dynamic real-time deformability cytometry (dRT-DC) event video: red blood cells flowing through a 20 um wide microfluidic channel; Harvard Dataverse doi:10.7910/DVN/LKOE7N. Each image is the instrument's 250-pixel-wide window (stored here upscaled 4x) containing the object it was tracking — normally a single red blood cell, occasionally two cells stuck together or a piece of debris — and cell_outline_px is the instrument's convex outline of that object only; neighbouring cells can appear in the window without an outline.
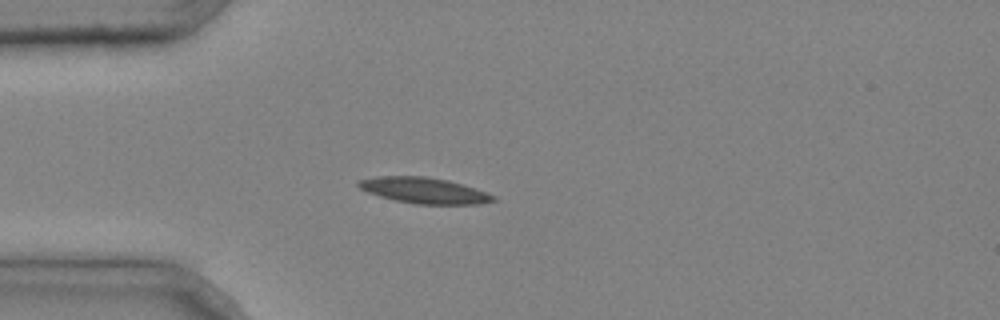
{"species": "common noctule bat (a hibernating species)", "species_latin": "Nyctalus noctula", "temperature_condition": "cold", "stored_images_in_passage": 3, "camera_frame_rate_fps": 3000, "um_per_image_px": 0.085, "animal": {"sex": "male", "body_mass_g": 20.4}, "frame": {"image": 1, "passage_image": 3, "time_ms": 0.667, "image_size_px": [1000, 320], "cell_outline_px": [[496, 200], [480, 204], [416, 204], [396, 200], [380, 196], [368, 192], [360, 188], [356, 184], [360, 180], [376, 176], [424, 176], [448, 180], [464, 184], [476, 188], [496, 196]], "centroid_in_image_um": [36.09, 16.18], "position_along_channel_um": 48.9, "area_um2": 20.29}}